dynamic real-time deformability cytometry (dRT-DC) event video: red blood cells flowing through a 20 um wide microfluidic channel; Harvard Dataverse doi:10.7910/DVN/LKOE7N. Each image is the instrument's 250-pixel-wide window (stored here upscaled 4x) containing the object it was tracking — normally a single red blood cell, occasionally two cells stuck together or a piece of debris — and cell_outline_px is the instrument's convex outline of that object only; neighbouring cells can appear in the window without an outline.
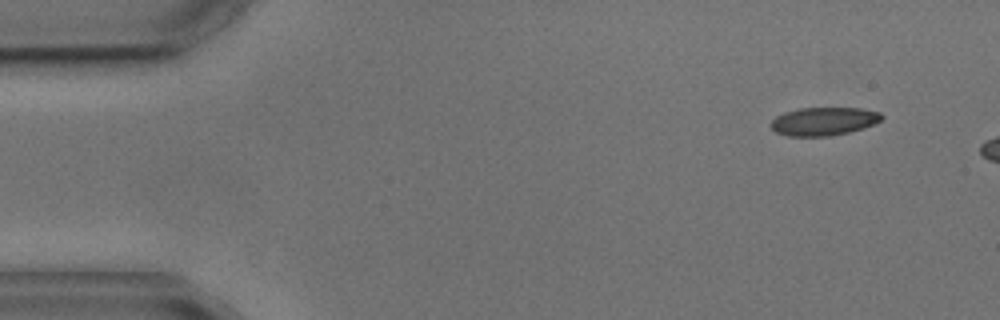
{"species": "common noctule bat (a hibernating species)", "species_latin": "Nyctalus noctula", "temperature_condition": "cold", "stored_images_in_passage": 5, "camera_frame_rate_fps": 3000, "um_per_image_px": 0.085, "animal": {"sex": "male", "body_mass_g": 17.9, "forearm_length_mm": 54.2}, "frame": {"image": 1, "passage_image": 1, "time_ms": 0.0, "image_size_px": [1000, 320], "cell_outline_px": [[884, 116], [880, 120], [864, 128], [848, 132], [828, 136], [788, 136], [776, 132], [772, 128], [772, 120], [776, 116], [784, 112], [800, 108], [860, 108], [880, 112]], "centroid_in_image_um": [70.02, 10.31], "position_along_channel_um": 15.0, "area_um2": 18.09}}